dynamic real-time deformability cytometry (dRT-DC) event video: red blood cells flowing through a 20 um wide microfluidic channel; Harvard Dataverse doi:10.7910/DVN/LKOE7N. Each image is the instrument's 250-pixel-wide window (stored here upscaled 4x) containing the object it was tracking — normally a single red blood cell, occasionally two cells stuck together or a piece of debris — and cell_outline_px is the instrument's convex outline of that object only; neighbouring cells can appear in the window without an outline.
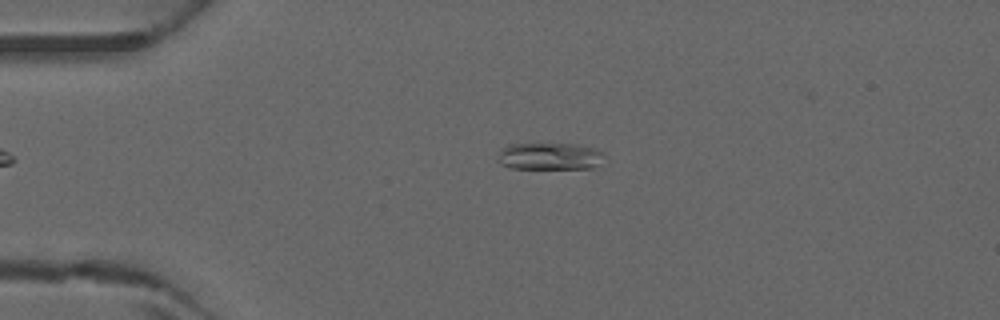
{"species": "common noctule bat (a hibernating species)", "species_latin": "Nyctalus noctula", "temperature_condition": "warm", "stored_images_in_passage": 36, "camera_frame_rate_fps": 3000, "um_per_image_px": 0.085, "animal": {"sex": "male", "forearm_length_mm": 52.5}, "frame": {"image": 1, "passage_image": 1, "time_ms": 0.0, "image_size_px": [1000, 320], "cell_outline_px": [[604, 152], [596, 164], [592, 168], [512, 168], [500, 164], [496, 160], [500, 152], [508, 144], [576, 144], [596, 148]], "centroid_in_image_um": [46.67, 13.27], "position_along_channel_um": 38.3, "area_um2": 16.53}}
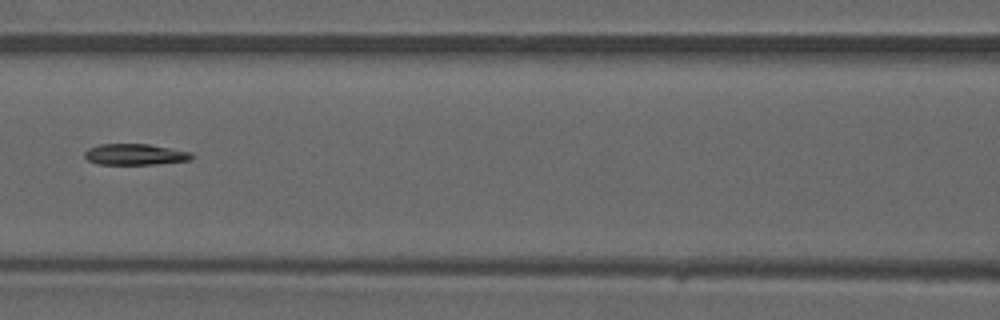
{"frame": {"image": 2, "passage_image": 11, "time_ms": 3.333, "image_size_px": [1000, 320], "cell_outline_px": [[192, 160], [156, 164], [96, 164], [88, 160], [84, 156], [84, 152], [88, 148], [100, 144], [148, 144], [192, 152]], "centroid_in_image_um": [11.47, 13.12], "position_along_channel_um": 155.1, "area_um2": 13.18}}
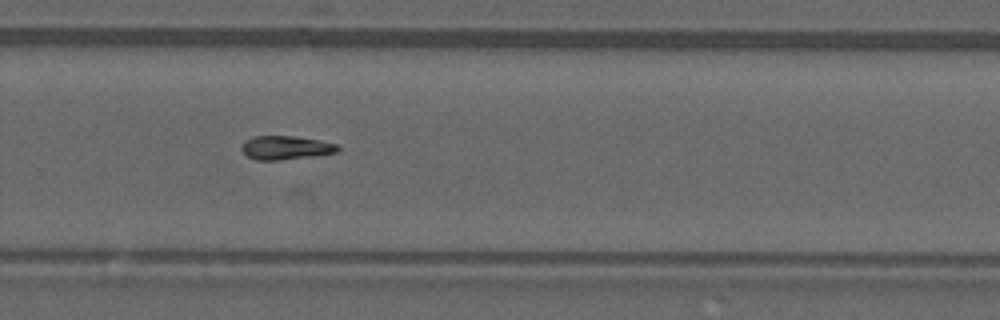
{"frame": {"image": 3, "passage_image": 21, "time_ms": 6.667, "image_size_px": [1000, 320], "cell_outline_px": [[340, 148], [336, 152], [312, 156], [280, 160], [256, 160], [248, 156], [240, 148], [240, 144], [252, 136], [292, 136], [320, 140], [336, 144]], "centroid_in_image_um": [24.24, 12.55], "position_along_channel_um": 305.6, "area_um2": 13.24}}